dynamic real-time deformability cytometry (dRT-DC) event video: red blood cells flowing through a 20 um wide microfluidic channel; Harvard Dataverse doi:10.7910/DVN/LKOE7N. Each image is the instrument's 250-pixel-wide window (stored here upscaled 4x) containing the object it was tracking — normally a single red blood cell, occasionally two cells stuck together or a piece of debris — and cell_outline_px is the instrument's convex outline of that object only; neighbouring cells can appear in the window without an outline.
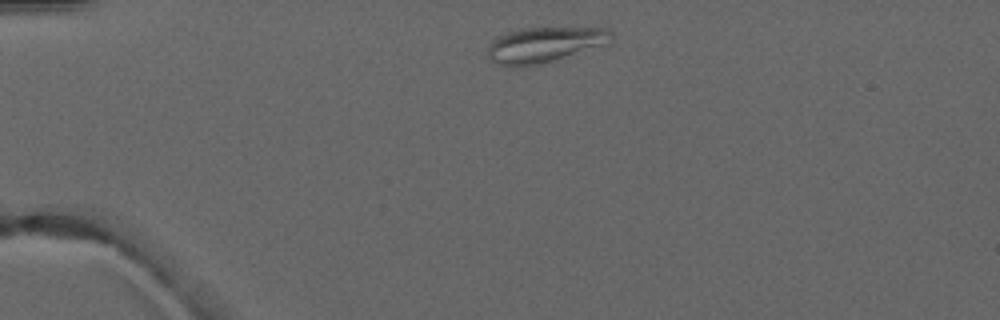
{"species": "common noctule bat (a hibernating species)", "species_latin": "Nyctalus noctula", "temperature_condition": "warm", "stored_images_in_passage": 3, "camera_frame_rate_fps": 3000, "um_per_image_px": 0.085, "animal": {"sex": "male", "forearm_length_mm": 52.5}, "frame": {"image": 1, "passage_image": 1, "time_ms": 0.0, "image_size_px": [1000, 320], "cell_outline_px": [[612, 40], [608, 44], [540, 64], [520, 68], [508, 68], [496, 64], [488, 56], [488, 44], [492, 40], [508, 32], [520, 28], [608, 28], [612, 32]], "centroid_in_image_um": [46.25, 3.82], "position_along_channel_um": 38.7, "area_um2": 25.72}}